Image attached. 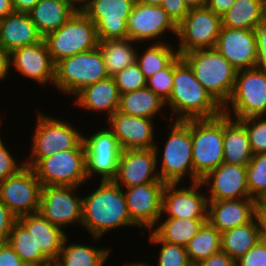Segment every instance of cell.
<instances>
[{"instance_id": "2e32d148", "label": "cell", "mask_w": 266, "mask_h": 266, "mask_svg": "<svg viewBox=\"0 0 266 266\" xmlns=\"http://www.w3.org/2000/svg\"><path fill=\"white\" fill-rule=\"evenodd\" d=\"M157 144L152 149L124 150L121 152L113 182L125 188L152 182H163L157 170Z\"/></svg>"}, {"instance_id": "836d02e7", "label": "cell", "mask_w": 266, "mask_h": 266, "mask_svg": "<svg viewBox=\"0 0 266 266\" xmlns=\"http://www.w3.org/2000/svg\"><path fill=\"white\" fill-rule=\"evenodd\" d=\"M67 237L55 261L57 266H104L110 250L82 244L66 245Z\"/></svg>"}, {"instance_id": "680465c9", "label": "cell", "mask_w": 266, "mask_h": 266, "mask_svg": "<svg viewBox=\"0 0 266 266\" xmlns=\"http://www.w3.org/2000/svg\"><path fill=\"white\" fill-rule=\"evenodd\" d=\"M139 2L149 4V5H158L161 6L163 3V0H137Z\"/></svg>"}, {"instance_id": "1f68e13d", "label": "cell", "mask_w": 266, "mask_h": 266, "mask_svg": "<svg viewBox=\"0 0 266 266\" xmlns=\"http://www.w3.org/2000/svg\"><path fill=\"white\" fill-rule=\"evenodd\" d=\"M260 240L256 218L250 223L221 233V251L237 261Z\"/></svg>"}, {"instance_id": "b9f144b4", "label": "cell", "mask_w": 266, "mask_h": 266, "mask_svg": "<svg viewBox=\"0 0 266 266\" xmlns=\"http://www.w3.org/2000/svg\"><path fill=\"white\" fill-rule=\"evenodd\" d=\"M119 93L124 94L146 87V78L135 61L113 76Z\"/></svg>"}, {"instance_id": "8992f818", "label": "cell", "mask_w": 266, "mask_h": 266, "mask_svg": "<svg viewBox=\"0 0 266 266\" xmlns=\"http://www.w3.org/2000/svg\"><path fill=\"white\" fill-rule=\"evenodd\" d=\"M109 77L100 49L78 53L55 64L54 83L65 94L76 95L85 86Z\"/></svg>"}, {"instance_id": "94428289", "label": "cell", "mask_w": 266, "mask_h": 266, "mask_svg": "<svg viewBox=\"0 0 266 266\" xmlns=\"http://www.w3.org/2000/svg\"><path fill=\"white\" fill-rule=\"evenodd\" d=\"M27 266H57V265L53 261H48V262L41 264V265H27Z\"/></svg>"}, {"instance_id": "ac0fdd59", "label": "cell", "mask_w": 266, "mask_h": 266, "mask_svg": "<svg viewBox=\"0 0 266 266\" xmlns=\"http://www.w3.org/2000/svg\"><path fill=\"white\" fill-rule=\"evenodd\" d=\"M165 182H152L127 188L124 193L131 221L138 227L152 230L160 220Z\"/></svg>"}, {"instance_id": "3957f363", "label": "cell", "mask_w": 266, "mask_h": 266, "mask_svg": "<svg viewBox=\"0 0 266 266\" xmlns=\"http://www.w3.org/2000/svg\"><path fill=\"white\" fill-rule=\"evenodd\" d=\"M182 59L192 69L195 78L223 108L229 101L237 71L215 48L184 53Z\"/></svg>"}, {"instance_id": "f1b7e54d", "label": "cell", "mask_w": 266, "mask_h": 266, "mask_svg": "<svg viewBox=\"0 0 266 266\" xmlns=\"http://www.w3.org/2000/svg\"><path fill=\"white\" fill-rule=\"evenodd\" d=\"M253 157L244 126L224 114L223 163L247 166Z\"/></svg>"}, {"instance_id": "e0dca14e", "label": "cell", "mask_w": 266, "mask_h": 266, "mask_svg": "<svg viewBox=\"0 0 266 266\" xmlns=\"http://www.w3.org/2000/svg\"><path fill=\"white\" fill-rule=\"evenodd\" d=\"M189 187L178 188L179 183H166L162 194L161 213L168 217L186 219H207L208 197L199 193L201 182Z\"/></svg>"}, {"instance_id": "f6af8a7d", "label": "cell", "mask_w": 266, "mask_h": 266, "mask_svg": "<svg viewBox=\"0 0 266 266\" xmlns=\"http://www.w3.org/2000/svg\"><path fill=\"white\" fill-rule=\"evenodd\" d=\"M23 167H25V163L23 162L22 164H19L16 162L9 150L4 146L0 137V182L15 175Z\"/></svg>"}, {"instance_id": "7a4b0ae2", "label": "cell", "mask_w": 266, "mask_h": 266, "mask_svg": "<svg viewBox=\"0 0 266 266\" xmlns=\"http://www.w3.org/2000/svg\"><path fill=\"white\" fill-rule=\"evenodd\" d=\"M81 225L95 240L118 227H135L129 216L121 186L112 180H101L99 187L93 193L83 197Z\"/></svg>"}, {"instance_id": "e575fe53", "label": "cell", "mask_w": 266, "mask_h": 266, "mask_svg": "<svg viewBox=\"0 0 266 266\" xmlns=\"http://www.w3.org/2000/svg\"><path fill=\"white\" fill-rule=\"evenodd\" d=\"M207 219H180L168 217L153 232L162 240L170 244L186 247L197 234L199 228Z\"/></svg>"}, {"instance_id": "6f0895ef", "label": "cell", "mask_w": 266, "mask_h": 266, "mask_svg": "<svg viewBox=\"0 0 266 266\" xmlns=\"http://www.w3.org/2000/svg\"><path fill=\"white\" fill-rule=\"evenodd\" d=\"M256 213H266V193L257 200Z\"/></svg>"}, {"instance_id": "9a60e30c", "label": "cell", "mask_w": 266, "mask_h": 266, "mask_svg": "<svg viewBox=\"0 0 266 266\" xmlns=\"http://www.w3.org/2000/svg\"><path fill=\"white\" fill-rule=\"evenodd\" d=\"M78 187L44 186L41 189L39 213L51 224L60 228L82 224L83 198L74 195Z\"/></svg>"}, {"instance_id": "5b68a950", "label": "cell", "mask_w": 266, "mask_h": 266, "mask_svg": "<svg viewBox=\"0 0 266 266\" xmlns=\"http://www.w3.org/2000/svg\"><path fill=\"white\" fill-rule=\"evenodd\" d=\"M43 39L54 64L72 55L96 49L99 42L95 23L80 9Z\"/></svg>"}, {"instance_id": "5bb4252c", "label": "cell", "mask_w": 266, "mask_h": 266, "mask_svg": "<svg viewBox=\"0 0 266 266\" xmlns=\"http://www.w3.org/2000/svg\"><path fill=\"white\" fill-rule=\"evenodd\" d=\"M83 143L87 178L97 173L98 176L102 175V181L113 180L122 152L113 132L107 128L100 129L88 138L84 135Z\"/></svg>"}, {"instance_id": "6da1fadb", "label": "cell", "mask_w": 266, "mask_h": 266, "mask_svg": "<svg viewBox=\"0 0 266 266\" xmlns=\"http://www.w3.org/2000/svg\"><path fill=\"white\" fill-rule=\"evenodd\" d=\"M166 104L178 115L175 120L212 119L223 113L181 55L174 60L173 88Z\"/></svg>"}, {"instance_id": "7bdbcfd3", "label": "cell", "mask_w": 266, "mask_h": 266, "mask_svg": "<svg viewBox=\"0 0 266 266\" xmlns=\"http://www.w3.org/2000/svg\"><path fill=\"white\" fill-rule=\"evenodd\" d=\"M174 61L163 70L153 74L146 80V87L166 101L173 88Z\"/></svg>"}, {"instance_id": "44dd1931", "label": "cell", "mask_w": 266, "mask_h": 266, "mask_svg": "<svg viewBox=\"0 0 266 266\" xmlns=\"http://www.w3.org/2000/svg\"><path fill=\"white\" fill-rule=\"evenodd\" d=\"M152 120L127 115L118 110L108 117L110 130L116 136L122 151L155 147Z\"/></svg>"}, {"instance_id": "ba28073f", "label": "cell", "mask_w": 266, "mask_h": 266, "mask_svg": "<svg viewBox=\"0 0 266 266\" xmlns=\"http://www.w3.org/2000/svg\"><path fill=\"white\" fill-rule=\"evenodd\" d=\"M174 121L162 153L160 179L165 183H180L189 172L192 183L201 182L193 171L191 119Z\"/></svg>"}, {"instance_id": "9c48e42d", "label": "cell", "mask_w": 266, "mask_h": 266, "mask_svg": "<svg viewBox=\"0 0 266 266\" xmlns=\"http://www.w3.org/2000/svg\"><path fill=\"white\" fill-rule=\"evenodd\" d=\"M231 108H229V105ZM229 109V110H228ZM235 120L266 114V71L248 68L236 73L232 95L223 107V114Z\"/></svg>"}, {"instance_id": "277c9868", "label": "cell", "mask_w": 266, "mask_h": 266, "mask_svg": "<svg viewBox=\"0 0 266 266\" xmlns=\"http://www.w3.org/2000/svg\"><path fill=\"white\" fill-rule=\"evenodd\" d=\"M192 164L201 180L223 163L224 114L212 119H191Z\"/></svg>"}, {"instance_id": "7c38bea8", "label": "cell", "mask_w": 266, "mask_h": 266, "mask_svg": "<svg viewBox=\"0 0 266 266\" xmlns=\"http://www.w3.org/2000/svg\"><path fill=\"white\" fill-rule=\"evenodd\" d=\"M137 0H86L79 9L95 23L99 41L128 38L127 22Z\"/></svg>"}, {"instance_id": "f35d334b", "label": "cell", "mask_w": 266, "mask_h": 266, "mask_svg": "<svg viewBox=\"0 0 266 266\" xmlns=\"http://www.w3.org/2000/svg\"><path fill=\"white\" fill-rule=\"evenodd\" d=\"M246 172L250 198L257 201L266 193V153L253 155Z\"/></svg>"}, {"instance_id": "bcb514c9", "label": "cell", "mask_w": 266, "mask_h": 266, "mask_svg": "<svg viewBox=\"0 0 266 266\" xmlns=\"http://www.w3.org/2000/svg\"><path fill=\"white\" fill-rule=\"evenodd\" d=\"M236 266H266V243L259 242L236 261Z\"/></svg>"}, {"instance_id": "ffe728a7", "label": "cell", "mask_w": 266, "mask_h": 266, "mask_svg": "<svg viewBox=\"0 0 266 266\" xmlns=\"http://www.w3.org/2000/svg\"><path fill=\"white\" fill-rule=\"evenodd\" d=\"M215 49L230 62L237 72L256 67L255 30L221 26Z\"/></svg>"}, {"instance_id": "c3c4849f", "label": "cell", "mask_w": 266, "mask_h": 266, "mask_svg": "<svg viewBox=\"0 0 266 266\" xmlns=\"http://www.w3.org/2000/svg\"><path fill=\"white\" fill-rule=\"evenodd\" d=\"M257 43L256 68L266 71V19L255 29Z\"/></svg>"}, {"instance_id": "4316f807", "label": "cell", "mask_w": 266, "mask_h": 266, "mask_svg": "<svg viewBox=\"0 0 266 266\" xmlns=\"http://www.w3.org/2000/svg\"><path fill=\"white\" fill-rule=\"evenodd\" d=\"M75 97L76 104L82 109L100 112L106 111L113 115L119 108L120 93L113 77H107L94 84L85 86Z\"/></svg>"}, {"instance_id": "db71d44e", "label": "cell", "mask_w": 266, "mask_h": 266, "mask_svg": "<svg viewBox=\"0 0 266 266\" xmlns=\"http://www.w3.org/2000/svg\"><path fill=\"white\" fill-rule=\"evenodd\" d=\"M15 12L29 13L39 0H11Z\"/></svg>"}, {"instance_id": "60d3db41", "label": "cell", "mask_w": 266, "mask_h": 266, "mask_svg": "<svg viewBox=\"0 0 266 266\" xmlns=\"http://www.w3.org/2000/svg\"><path fill=\"white\" fill-rule=\"evenodd\" d=\"M238 121L248 133L253 155L266 153V119L262 116H253Z\"/></svg>"}, {"instance_id": "7dc6e473", "label": "cell", "mask_w": 266, "mask_h": 266, "mask_svg": "<svg viewBox=\"0 0 266 266\" xmlns=\"http://www.w3.org/2000/svg\"><path fill=\"white\" fill-rule=\"evenodd\" d=\"M18 218L0 201V245L7 243L8 236Z\"/></svg>"}, {"instance_id": "681fc988", "label": "cell", "mask_w": 266, "mask_h": 266, "mask_svg": "<svg viewBox=\"0 0 266 266\" xmlns=\"http://www.w3.org/2000/svg\"><path fill=\"white\" fill-rule=\"evenodd\" d=\"M0 266H27L8 243L0 245Z\"/></svg>"}, {"instance_id": "83f0119b", "label": "cell", "mask_w": 266, "mask_h": 266, "mask_svg": "<svg viewBox=\"0 0 266 266\" xmlns=\"http://www.w3.org/2000/svg\"><path fill=\"white\" fill-rule=\"evenodd\" d=\"M79 9L72 0H39L29 15L40 34H47L59 29Z\"/></svg>"}, {"instance_id": "d590c367", "label": "cell", "mask_w": 266, "mask_h": 266, "mask_svg": "<svg viewBox=\"0 0 266 266\" xmlns=\"http://www.w3.org/2000/svg\"><path fill=\"white\" fill-rule=\"evenodd\" d=\"M189 260L193 266L221 251V233L208 221L204 222L197 234L186 246Z\"/></svg>"}, {"instance_id": "484cf974", "label": "cell", "mask_w": 266, "mask_h": 266, "mask_svg": "<svg viewBox=\"0 0 266 266\" xmlns=\"http://www.w3.org/2000/svg\"><path fill=\"white\" fill-rule=\"evenodd\" d=\"M18 220L34 236L37 248L49 260L55 262L67 237L64 230L51 224L39 212L23 215Z\"/></svg>"}, {"instance_id": "cb8c5ba5", "label": "cell", "mask_w": 266, "mask_h": 266, "mask_svg": "<svg viewBox=\"0 0 266 266\" xmlns=\"http://www.w3.org/2000/svg\"><path fill=\"white\" fill-rule=\"evenodd\" d=\"M257 210L253 198L238 200H208L207 221L220 233L250 223Z\"/></svg>"}, {"instance_id": "8d00e7d4", "label": "cell", "mask_w": 266, "mask_h": 266, "mask_svg": "<svg viewBox=\"0 0 266 266\" xmlns=\"http://www.w3.org/2000/svg\"><path fill=\"white\" fill-rule=\"evenodd\" d=\"M7 243L26 265H41L49 261L37 248L34 236L19 220L14 223Z\"/></svg>"}, {"instance_id": "816d5d0a", "label": "cell", "mask_w": 266, "mask_h": 266, "mask_svg": "<svg viewBox=\"0 0 266 266\" xmlns=\"http://www.w3.org/2000/svg\"><path fill=\"white\" fill-rule=\"evenodd\" d=\"M236 0H205V6L217 15L222 16Z\"/></svg>"}, {"instance_id": "f546056e", "label": "cell", "mask_w": 266, "mask_h": 266, "mask_svg": "<svg viewBox=\"0 0 266 266\" xmlns=\"http://www.w3.org/2000/svg\"><path fill=\"white\" fill-rule=\"evenodd\" d=\"M265 19V0H236L221 16L222 26L246 30H255Z\"/></svg>"}, {"instance_id": "603a6c76", "label": "cell", "mask_w": 266, "mask_h": 266, "mask_svg": "<svg viewBox=\"0 0 266 266\" xmlns=\"http://www.w3.org/2000/svg\"><path fill=\"white\" fill-rule=\"evenodd\" d=\"M11 66L19 73L39 84L54 83L55 64L53 63L44 39L34 45L14 49L10 53Z\"/></svg>"}, {"instance_id": "f907efd6", "label": "cell", "mask_w": 266, "mask_h": 266, "mask_svg": "<svg viewBox=\"0 0 266 266\" xmlns=\"http://www.w3.org/2000/svg\"><path fill=\"white\" fill-rule=\"evenodd\" d=\"M195 266H236V261L220 251L211 255L207 259L200 261Z\"/></svg>"}, {"instance_id": "4dcf8cb0", "label": "cell", "mask_w": 266, "mask_h": 266, "mask_svg": "<svg viewBox=\"0 0 266 266\" xmlns=\"http://www.w3.org/2000/svg\"><path fill=\"white\" fill-rule=\"evenodd\" d=\"M165 107V101L151 89L145 87L120 94L118 111L142 118L153 119V116Z\"/></svg>"}, {"instance_id": "ee69618b", "label": "cell", "mask_w": 266, "mask_h": 266, "mask_svg": "<svg viewBox=\"0 0 266 266\" xmlns=\"http://www.w3.org/2000/svg\"><path fill=\"white\" fill-rule=\"evenodd\" d=\"M205 5V0H163L162 8L169 18L178 26L186 17L189 9Z\"/></svg>"}, {"instance_id": "6125c7cd", "label": "cell", "mask_w": 266, "mask_h": 266, "mask_svg": "<svg viewBox=\"0 0 266 266\" xmlns=\"http://www.w3.org/2000/svg\"><path fill=\"white\" fill-rule=\"evenodd\" d=\"M75 4L76 3H79V7H80V3H81V5L83 4V2H85L86 0H72Z\"/></svg>"}, {"instance_id": "4fadbf2b", "label": "cell", "mask_w": 266, "mask_h": 266, "mask_svg": "<svg viewBox=\"0 0 266 266\" xmlns=\"http://www.w3.org/2000/svg\"><path fill=\"white\" fill-rule=\"evenodd\" d=\"M42 185L31 167L0 182V201L17 217L39 212Z\"/></svg>"}, {"instance_id": "d6a6232c", "label": "cell", "mask_w": 266, "mask_h": 266, "mask_svg": "<svg viewBox=\"0 0 266 266\" xmlns=\"http://www.w3.org/2000/svg\"><path fill=\"white\" fill-rule=\"evenodd\" d=\"M132 42L134 43L129 38L98 42V48L102 53L110 77L136 61L137 50L133 48Z\"/></svg>"}, {"instance_id": "74e56055", "label": "cell", "mask_w": 266, "mask_h": 266, "mask_svg": "<svg viewBox=\"0 0 266 266\" xmlns=\"http://www.w3.org/2000/svg\"><path fill=\"white\" fill-rule=\"evenodd\" d=\"M173 48L160 41L147 48L141 56L136 54V62L146 79L168 67L179 56L178 51H174Z\"/></svg>"}, {"instance_id": "52a82bcc", "label": "cell", "mask_w": 266, "mask_h": 266, "mask_svg": "<svg viewBox=\"0 0 266 266\" xmlns=\"http://www.w3.org/2000/svg\"><path fill=\"white\" fill-rule=\"evenodd\" d=\"M32 140L31 161H24L25 166L31 168L41 158L52 156L55 153L70 149H85L81 132L67 121L50 118L41 113L38 115Z\"/></svg>"}, {"instance_id": "8fae6325", "label": "cell", "mask_w": 266, "mask_h": 266, "mask_svg": "<svg viewBox=\"0 0 266 266\" xmlns=\"http://www.w3.org/2000/svg\"><path fill=\"white\" fill-rule=\"evenodd\" d=\"M221 26V16L205 5L189 9L184 20L177 26L179 55L198 49L215 48Z\"/></svg>"}, {"instance_id": "11a10c76", "label": "cell", "mask_w": 266, "mask_h": 266, "mask_svg": "<svg viewBox=\"0 0 266 266\" xmlns=\"http://www.w3.org/2000/svg\"><path fill=\"white\" fill-rule=\"evenodd\" d=\"M255 218L259 227L260 240L266 243V213H256Z\"/></svg>"}, {"instance_id": "f5cc1de1", "label": "cell", "mask_w": 266, "mask_h": 266, "mask_svg": "<svg viewBox=\"0 0 266 266\" xmlns=\"http://www.w3.org/2000/svg\"><path fill=\"white\" fill-rule=\"evenodd\" d=\"M10 53L0 46V80L4 79L10 71Z\"/></svg>"}, {"instance_id": "30bf717a", "label": "cell", "mask_w": 266, "mask_h": 266, "mask_svg": "<svg viewBox=\"0 0 266 266\" xmlns=\"http://www.w3.org/2000/svg\"><path fill=\"white\" fill-rule=\"evenodd\" d=\"M32 169L44 186L79 187L86 176L85 149H70L41 158Z\"/></svg>"}, {"instance_id": "d6986e66", "label": "cell", "mask_w": 266, "mask_h": 266, "mask_svg": "<svg viewBox=\"0 0 266 266\" xmlns=\"http://www.w3.org/2000/svg\"><path fill=\"white\" fill-rule=\"evenodd\" d=\"M167 30L177 35V26L162 6L136 1L127 22L129 39L134 42L154 40Z\"/></svg>"}, {"instance_id": "d4e9b609", "label": "cell", "mask_w": 266, "mask_h": 266, "mask_svg": "<svg viewBox=\"0 0 266 266\" xmlns=\"http://www.w3.org/2000/svg\"><path fill=\"white\" fill-rule=\"evenodd\" d=\"M43 38L29 13L14 11L0 19V46L9 53L20 47L34 45Z\"/></svg>"}, {"instance_id": "7402d4cb", "label": "cell", "mask_w": 266, "mask_h": 266, "mask_svg": "<svg viewBox=\"0 0 266 266\" xmlns=\"http://www.w3.org/2000/svg\"><path fill=\"white\" fill-rule=\"evenodd\" d=\"M201 183L206 187L211 185L210 196H207L208 200L250 198L246 166L222 163L202 178Z\"/></svg>"}, {"instance_id": "ab89813d", "label": "cell", "mask_w": 266, "mask_h": 266, "mask_svg": "<svg viewBox=\"0 0 266 266\" xmlns=\"http://www.w3.org/2000/svg\"><path fill=\"white\" fill-rule=\"evenodd\" d=\"M150 242L161 244L157 266H193L189 260L186 247L162 241L151 231Z\"/></svg>"}, {"instance_id": "91938a15", "label": "cell", "mask_w": 266, "mask_h": 266, "mask_svg": "<svg viewBox=\"0 0 266 266\" xmlns=\"http://www.w3.org/2000/svg\"><path fill=\"white\" fill-rule=\"evenodd\" d=\"M125 266H150V265L147 264L146 262L145 263L137 262V263H128L127 265L125 264Z\"/></svg>"}, {"instance_id": "9f6ffc18", "label": "cell", "mask_w": 266, "mask_h": 266, "mask_svg": "<svg viewBox=\"0 0 266 266\" xmlns=\"http://www.w3.org/2000/svg\"><path fill=\"white\" fill-rule=\"evenodd\" d=\"M14 12L11 0H0V19Z\"/></svg>"}]
</instances>
